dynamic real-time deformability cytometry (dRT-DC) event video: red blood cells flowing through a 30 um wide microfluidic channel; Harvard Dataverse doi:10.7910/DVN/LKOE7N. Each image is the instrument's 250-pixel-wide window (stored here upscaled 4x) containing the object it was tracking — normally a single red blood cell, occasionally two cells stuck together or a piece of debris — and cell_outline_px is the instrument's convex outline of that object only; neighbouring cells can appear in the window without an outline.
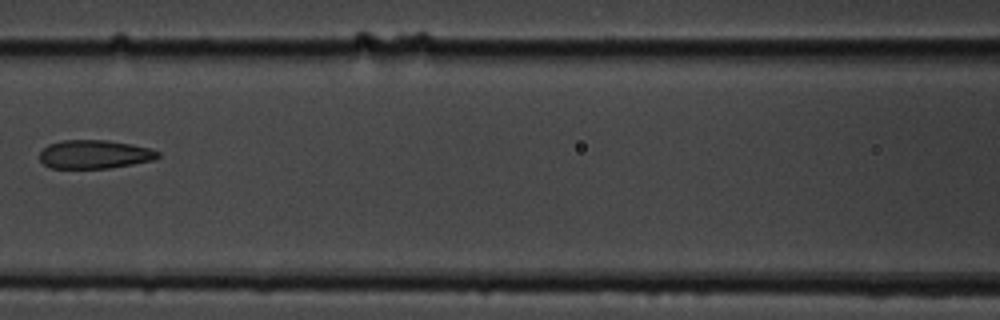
{"species": "common noctule bat (a hibernating species)", "species_latin": "Nyctalus noctula", "temperature_condition": "cold", "stored_images_in_passage": 7, "camera_frame_rate_fps": 3000, "um_per_image_px": 0.085, "animal": {"sex": "male", "body_mass_g": 19.5, "forearm_length_mm": 54.6}, "frame": {"image": 1, "passage_image": 3, "time_ms": 2.333, "image_size_px": [1000, 320], "cell_outline_px": [[160, 156], [152, 160], [132, 164], [108, 168], [52, 168], [44, 164], [40, 160], [40, 152], [48, 144], [64, 140], [108, 140], [132, 144], [152, 148], [160, 152]], "centroid_in_image_um": [8.05, 13.11], "position_along_channel_um": 158.5, "area_um2": 19.71}}
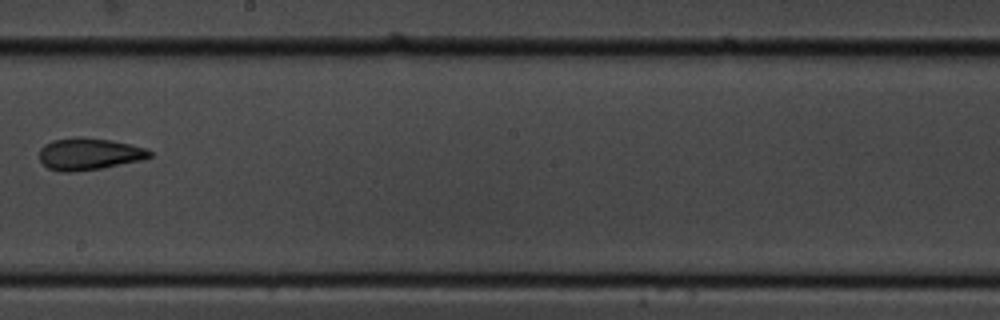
{"frame": {"image": 2, "passage_image": 5, "time_ms": 4.667, "image_size_px": [1000, 320], "cell_outline_px": [[152, 156], [144, 160], [100, 168], [72, 172], [60, 172], [48, 168], [40, 160], [40, 148], [44, 144], [52, 140], [80, 136], [108, 140], [148, 148], [152, 152]], "centroid_in_image_um": [7.57, 13.09], "position_along_channel_um": 240.6, "area_um2": 20.58}}
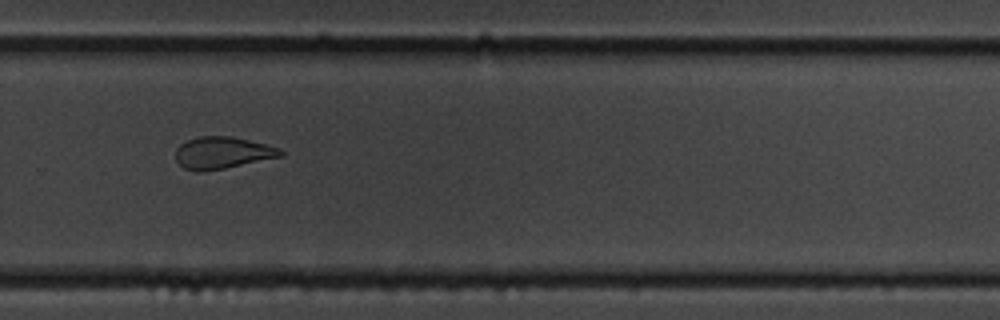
{"frame": {"image": 3, "passage_image": 7, "time_ms": 6.667, "image_size_px": [1000, 320], "cell_outline_px": [[284, 156], [224, 168], [200, 172], [196, 172], [184, 168], [176, 160], [176, 148], [180, 144], [196, 136], [232, 136], [280, 148], [284, 152]], "centroid_in_image_um": [18.89, 12.98], "position_along_channel_um": 310.9, "area_um2": 19.54}}